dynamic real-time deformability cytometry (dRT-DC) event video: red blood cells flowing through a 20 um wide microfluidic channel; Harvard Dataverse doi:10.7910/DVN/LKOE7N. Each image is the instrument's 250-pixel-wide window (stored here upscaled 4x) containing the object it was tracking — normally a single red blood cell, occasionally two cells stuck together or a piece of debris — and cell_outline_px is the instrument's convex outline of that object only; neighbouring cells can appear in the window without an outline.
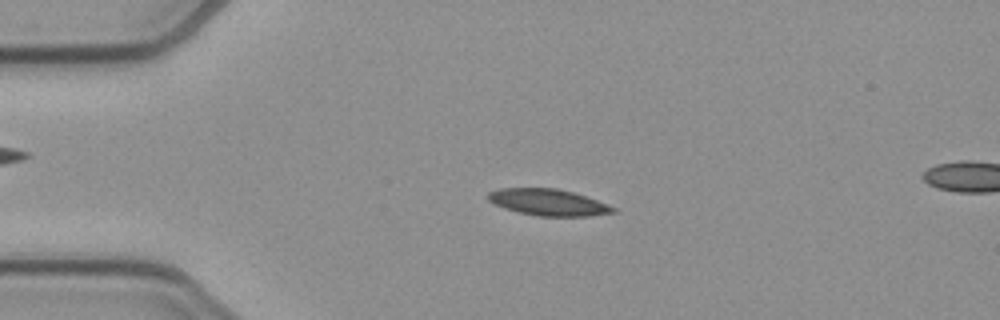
{"species": "common noctule bat (a hibernating species)", "species_latin": "Nyctalus noctula", "temperature_condition": "cold", "stored_images_in_passage": 53, "segment_of_instrument_passage": [1, 2], "camera_frame_rate_fps": 3000, "um_per_image_px": 0.085, "animal": {"sex": "female", "body_mass_g": 21.9}, "frame": {"image": 1, "passage_image": 11, "time_ms": 3.333, "image_size_px": [1000, 320], "cell_outline_px": [[616, 212], [588, 216], [536, 216], [504, 208], [492, 204], [488, 200], [488, 192], [500, 188], [556, 188], [572, 192], [608, 204], [616, 208]], "centroid_in_image_um": [46.57, 17.2], "position_along_channel_um": 38.4, "area_um2": 19.25}}
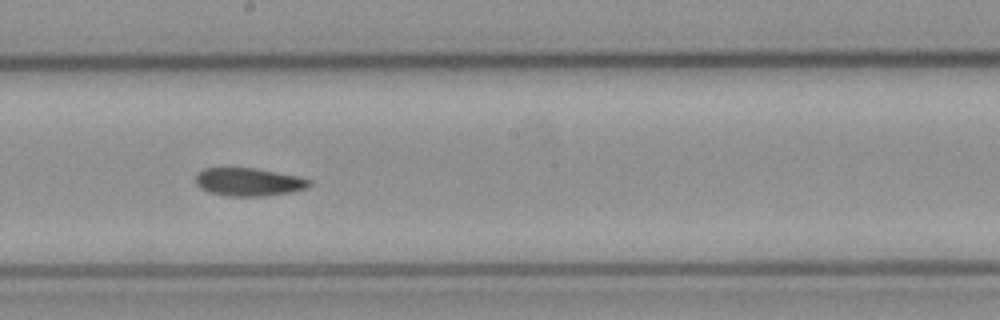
{"frame": {"image": 2, "passage_image": 28, "time_ms": 9.0, "image_size_px": [1000, 320], "cell_outline_px": [[312, 184], [308, 188], [292, 192], [264, 196], [228, 196], [208, 192], [200, 188], [196, 184], [196, 172], [204, 168], [256, 168], [296, 176], [312, 180]], "centroid_in_image_um": [21.13, 15.47], "position_along_channel_um": 227.1, "area_um2": 18.73}}
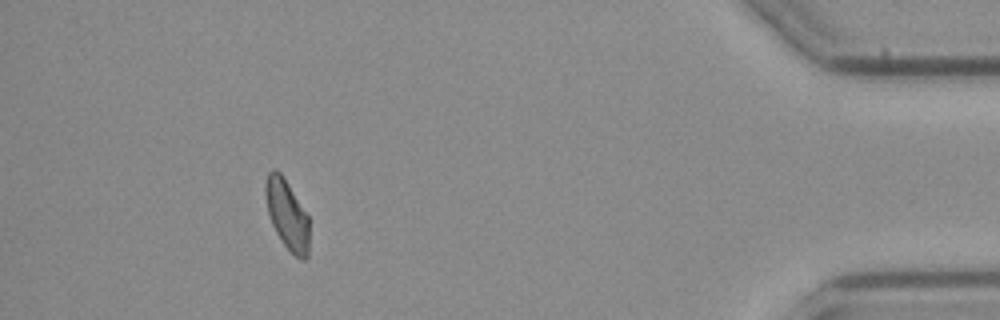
{"frame": {"image": 3, "passage_image": 47, "time_ms": 15.333, "image_size_px": [1000, 320], "cell_outline_px": [[308, 256], [304, 260], [300, 260], [280, 240], [272, 224], [268, 212], [264, 192], [264, 184], [268, 172], [272, 168], [276, 168], [280, 172], [288, 184], [308, 216]], "centroid_in_image_um": [24.37, 18.21], "position_along_channel_um": 410.8, "area_um2": 17.63}}